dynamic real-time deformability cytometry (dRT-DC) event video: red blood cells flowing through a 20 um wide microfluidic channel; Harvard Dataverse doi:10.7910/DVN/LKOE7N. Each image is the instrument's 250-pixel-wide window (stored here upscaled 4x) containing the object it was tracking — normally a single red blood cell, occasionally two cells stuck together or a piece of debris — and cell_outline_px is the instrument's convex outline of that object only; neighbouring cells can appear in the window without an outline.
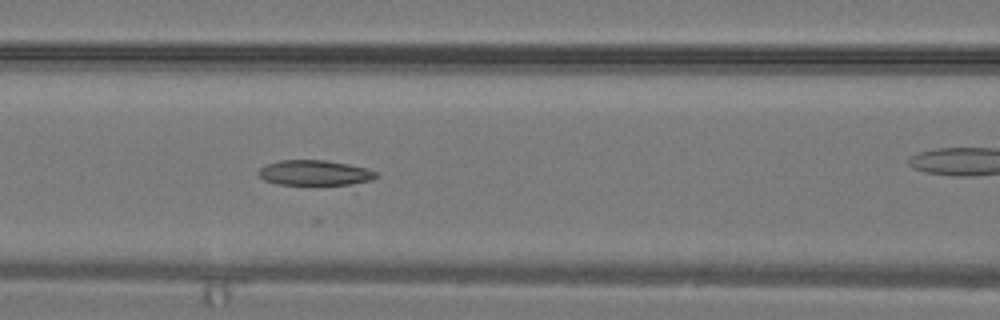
{"species": "common noctule bat (a hibernating species)", "species_latin": "Nyctalus noctula", "temperature_condition": "warm", "stored_images_in_passage": 8, "camera_frame_rate_fps": 3000, "um_per_image_px": 0.085, "animal": {"sex": "male", "body_mass_g": 19.2, "forearm_length_mm": 51.8}, "frame": {"image": 1, "passage_image": 7, "time_ms": 2.0, "image_size_px": [1000, 320], "cell_outline_px": [[380, 176], [372, 180], [348, 184], [276, 184], [264, 180], [256, 172], [260, 168], [268, 164], [280, 160], [324, 160], [348, 164], [368, 168], [376, 172]], "centroid_in_image_um": [26.76, 14.68], "position_along_channel_um": 139.8, "area_um2": 17.17}}